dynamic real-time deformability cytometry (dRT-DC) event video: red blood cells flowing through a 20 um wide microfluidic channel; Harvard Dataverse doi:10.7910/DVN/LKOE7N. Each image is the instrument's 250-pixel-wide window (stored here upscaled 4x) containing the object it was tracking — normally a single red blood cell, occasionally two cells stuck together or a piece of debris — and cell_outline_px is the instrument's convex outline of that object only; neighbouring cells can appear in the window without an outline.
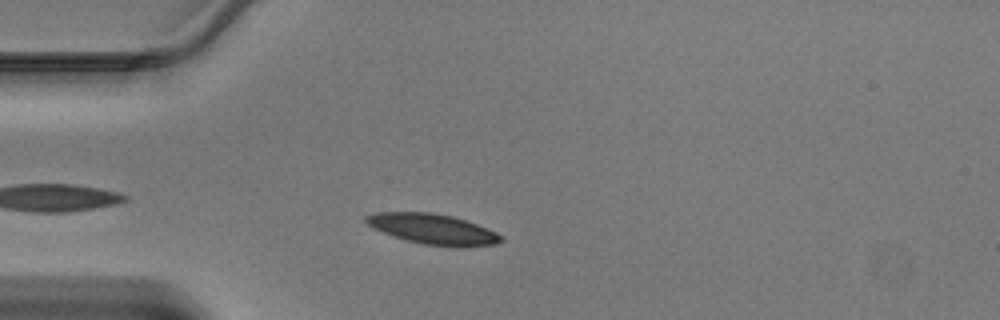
{"species": "Egyptian fruit bat (a non-hibernating species)", "species_latin": "Rousettus aegyptiacus", "temperature_condition": "warm", "stored_images_in_passage": 31, "camera_frame_rate_fps": 3000, "um_per_image_px": 0.085, "animal": {"sex": "male"}, "frame": {"image": 1, "passage_image": 4, "time_ms": 1.0, "image_size_px": [1000, 320], "cell_outline_px": [[504, 240], [496, 244], [460, 248], [424, 244], [408, 240], [372, 228], [364, 220], [364, 216], [376, 212], [432, 212], [452, 216], [476, 224], [496, 232]], "centroid_in_image_um": [36.8, 19.47], "position_along_channel_um": 48.2, "area_um2": 23.76}}
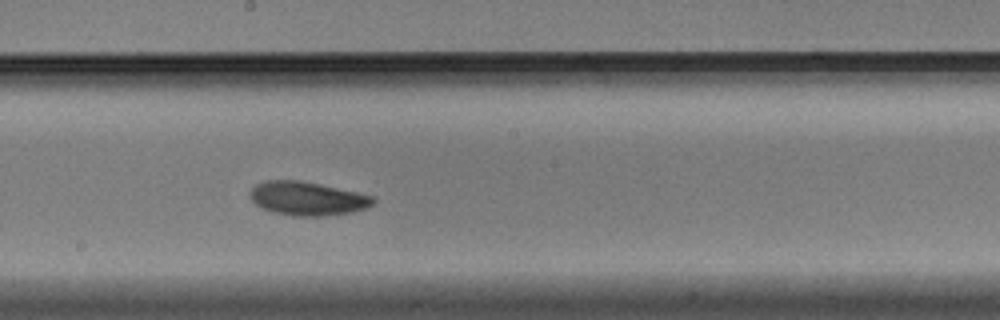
{"frame": {"image": 2, "passage_image": 17, "time_ms": 5.333, "image_size_px": [1000, 320], "cell_outline_px": [[376, 200], [368, 208], [352, 212], [328, 216], [292, 216], [272, 212], [256, 204], [248, 196], [252, 188], [256, 184], [264, 180], [300, 180], [320, 184], [356, 192], [372, 196]], "centroid_in_image_um": [26.11, 16.88], "position_along_channel_um": 222.1, "area_um2": 24.28}}
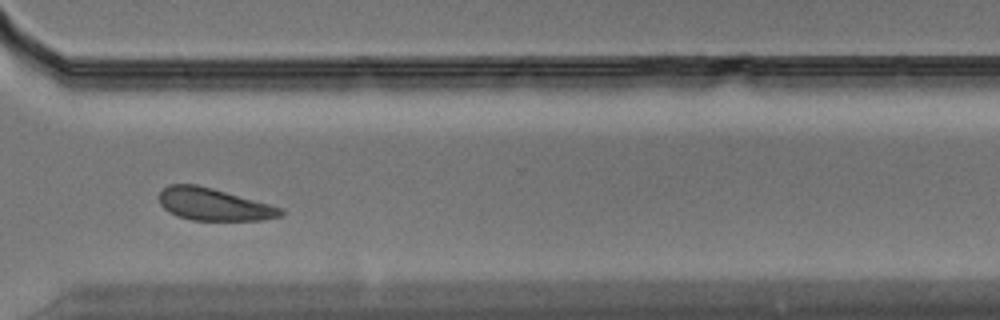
{"frame": {"image": 3, "passage_image": 26, "time_ms": 8.333, "image_size_px": [1000, 320], "cell_outline_px": [[284, 216], [264, 220], [192, 220], [176, 216], [168, 212], [160, 204], [160, 192], [168, 184], [196, 184], [212, 188], [268, 204], [280, 208], [284, 212]], "centroid_in_image_um": [18.15, 17.38], "position_along_channel_um": 352.5, "area_um2": 22.72}}